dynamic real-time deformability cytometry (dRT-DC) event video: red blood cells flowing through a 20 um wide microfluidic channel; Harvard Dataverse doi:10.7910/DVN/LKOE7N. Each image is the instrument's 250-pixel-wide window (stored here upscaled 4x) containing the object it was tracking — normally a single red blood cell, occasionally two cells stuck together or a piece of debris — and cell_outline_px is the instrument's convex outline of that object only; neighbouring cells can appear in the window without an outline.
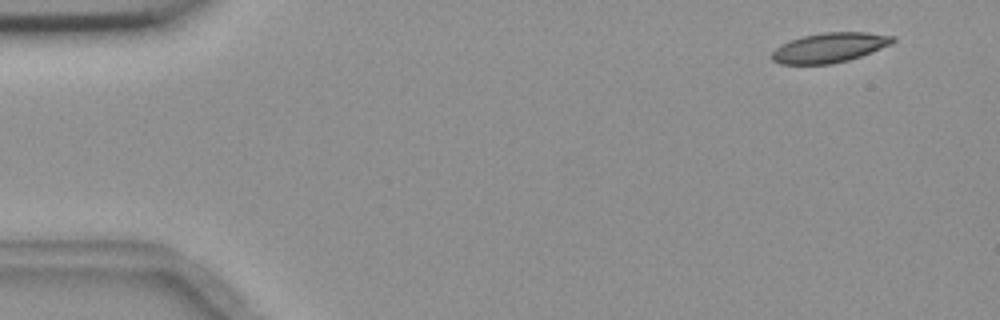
{"species": "common noctule bat (a hibernating species)", "species_latin": "Nyctalus noctula", "temperature_condition": "room temperature", "stored_images_in_passage": 5, "camera_frame_rate_fps": 3000, "um_per_image_px": 0.085, "animal": {"sex": "female", "body_mass_g": 18.4}, "frame": {"image": 1, "passage_image": 1, "time_ms": 0.0, "image_size_px": [1000, 320], "cell_outline_px": [[896, 40], [892, 44], [860, 56], [848, 60], [832, 64], [780, 64], [772, 60], [772, 52], [780, 44], [800, 36], [824, 32], [868, 32], [896, 36]], "centroid_in_image_um": [70.52, 4.04], "position_along_channel_um": 14.5, "area_um2": 21.1}}
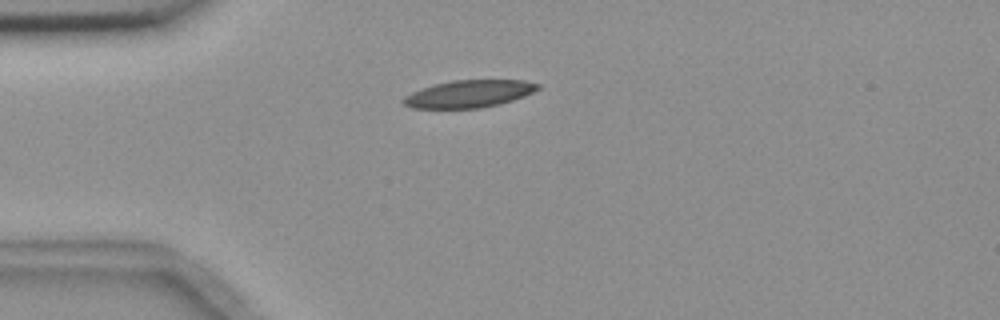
{"frame": {"image": 2, "passage_image": 4, "time_ms": 3.333, "image_size_px": [1000, 320], "cell_outline_px": [[540, 88], [524, 96], [500, 104], [480, 108], [412, 108], [404, 104], [400, 100], [404, 96], [412, 92], [436, 84], [452, 80], [524, 80], [540, 84]], "centroid_in_image_um": [39.87, 7.98], "position_along_channel_um": 45.1, "area_um2": 21.33}}